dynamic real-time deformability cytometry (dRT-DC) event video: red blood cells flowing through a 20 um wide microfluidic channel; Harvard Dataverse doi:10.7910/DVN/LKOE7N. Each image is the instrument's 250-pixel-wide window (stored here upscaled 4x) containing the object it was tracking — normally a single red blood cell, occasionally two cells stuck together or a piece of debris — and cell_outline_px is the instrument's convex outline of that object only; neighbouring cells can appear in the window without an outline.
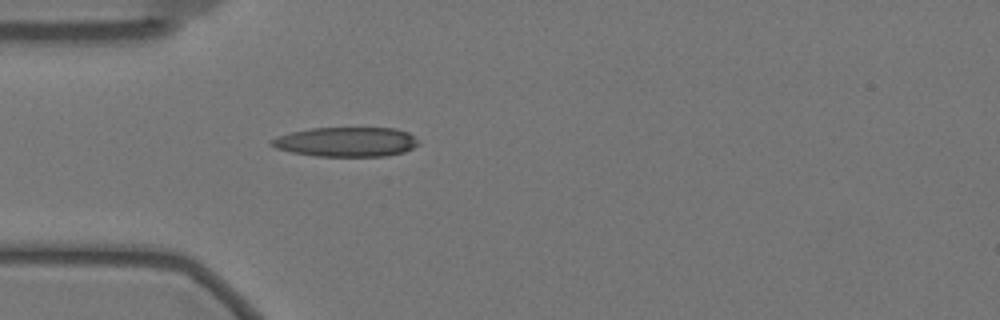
{"species": "Egyptian fruit bat (a non-hibernating species)", "species_latin": "Rousettus aegyptiacus", "temperature_condition": "warm", "stored_images_in_passage": 42, "camera_frame_rate_fps": 3000, "um_per_image_px": 0.085, "animal": {"sex": "female"}, "frame": {"image": 1, "passage_image": 1, "time_ms": 0.0, "image_size_px": [1000, 320], "cell_outline_px": [[420, 144], [404, 152], [384, 156], [316, 156], [292, 152], [276, 148], [268, 144], [268, 140], [276, 136], [292, 132], [312, 128], [396, 128], [408, 132], [420, 140]], "centroid_in_image_um": [29.43, 12.06], "position_along_channel_um": 55.6, "area_um2": 25.49}}
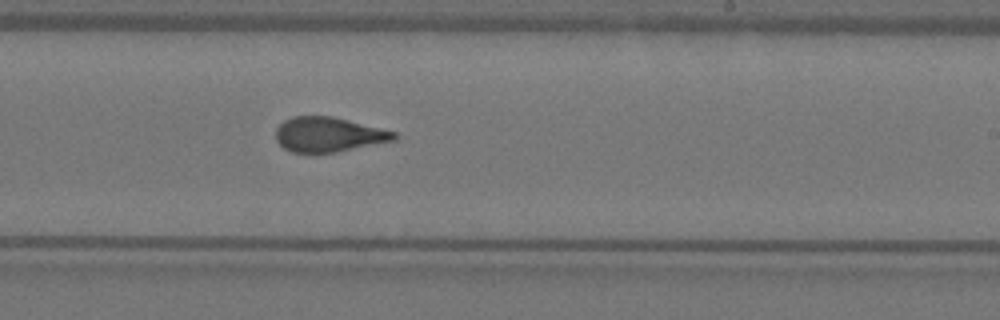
{"frame": {"image": 2, "passage_image": 19, "time_ms": 6.0, "image_size_px": [1000, 320], "cell_outline_px": [[396, 140], [336, 152], [292, 152], [284, 148], [276, 140], [276, 128], [284, 120], [292, 116], [332, 116], [396, 132]], "centroid_in_image_um": [27.9, 11.43], "position_along_channel_um": 261.1, "area_um2": 23.76}}
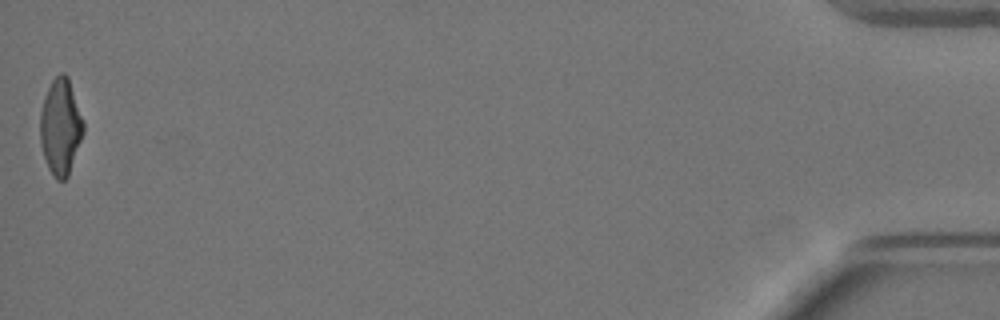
{"frame": {"image": 3, "passage_image": 42, "time_ms": 13.667, "image_size_px": [1000, 320], "cell_outline_px": [[84, 132], [68, 176], [64, 180], [56, 180], [48, 168], [40, 144], [40, 112], [44, 96], [52, 80], [60, 72], [64, 72], [68, 76], [84, 120]], "centroid_in_image_um": [5.15, 10.76], "position_along_channel_um": 430.1, "area_um2": 24.39}, "authors_computed_cell_mechanics": {"area_um2": 24.7962, "velocity_mm_per_s": 3.4994, "shape_relaxation_time_tau1_ms": 8.4255, "shape_relaxation_time_tau2_ms": 1.4639, "deformation_change_tau1": 0.2407, "deformation_change_tau2": 0.1028}}